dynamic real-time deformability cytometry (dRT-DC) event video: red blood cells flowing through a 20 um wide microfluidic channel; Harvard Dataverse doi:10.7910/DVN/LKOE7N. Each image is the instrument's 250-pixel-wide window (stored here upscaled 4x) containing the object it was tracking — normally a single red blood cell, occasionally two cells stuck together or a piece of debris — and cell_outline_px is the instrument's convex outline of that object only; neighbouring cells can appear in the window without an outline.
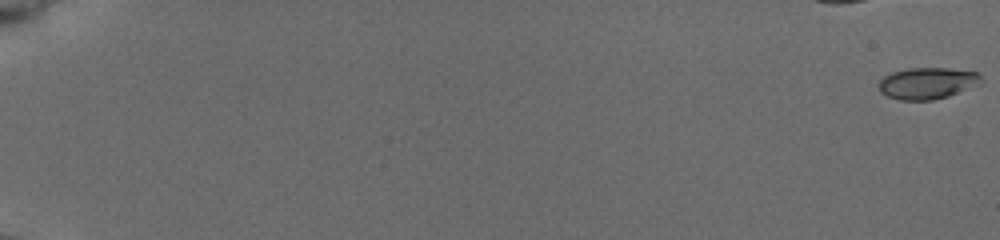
{"species": "common noctule bat (a hibernating species)", "species_latin": "Nyctalus noctula", "temperature_condition": "cold", "stored_images_in_passage": 40, "camera_frame_rate_fps": 3000, "um_per_image_px": 0.085, "animal": {"sex": "female", "body_mass_g": 19.5, "forearm_length_mm": 54.1}, "frame": {"image": 1, "passage_image": 1, "time_ms": 0.0, "image_size_px": [1000, 240], "cell_outline_px": [[980, 84], [948, 96], [932, 100], [900, 100], [888, 96], [880, 92], [876, 84], [884, 76], [892, 72], [908, 68], [948, 68], [976, 72], [980, 76]], "centroid_in_image_um": [78.77, 7.07], "position_along_channel_um": 6.2, "area_um2": 18.79}}